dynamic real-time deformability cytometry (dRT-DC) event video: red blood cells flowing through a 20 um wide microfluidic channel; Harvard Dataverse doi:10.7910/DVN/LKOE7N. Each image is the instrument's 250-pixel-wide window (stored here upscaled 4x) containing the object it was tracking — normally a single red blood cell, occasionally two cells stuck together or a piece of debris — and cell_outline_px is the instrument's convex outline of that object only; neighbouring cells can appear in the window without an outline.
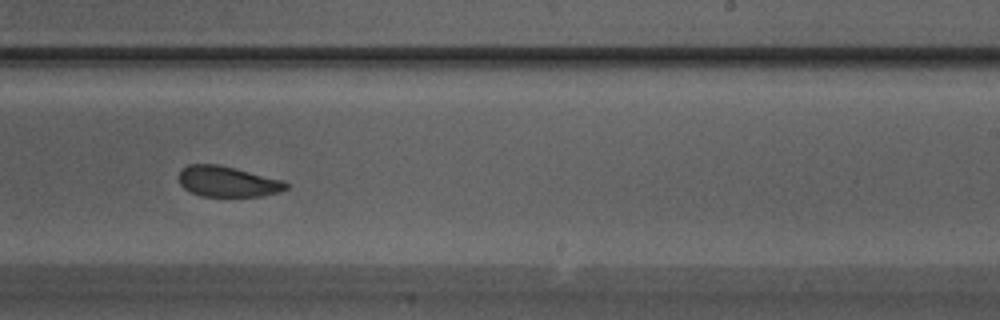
{"species": "Egyptian fruit bat (a non-hibernating species)", "species_latin": "Rousettus aegyptiacus", "temperature_condition": "warm", "stored_images_in_passage": 32, "camera_frame_rate_fps": 3000, "um_per_image_px": 0.085, "animal": {"sex": "male"}, "frame": {"image": 1, "passage_image": 19, "time_ms": 6.0, "image_size_px": [1000, 320], "cell_outline_px": [[288, 188], [280, 192], [260, 196], [200, 196], [184, 188], [180, 184], [180, 168], [188, 164], [216, 164], [284, 180], [288, 184]], "centroid_in_image_um": [19.35, 15.43], "position_along_channel_um": 269.7, "area_um2": 19.02}}
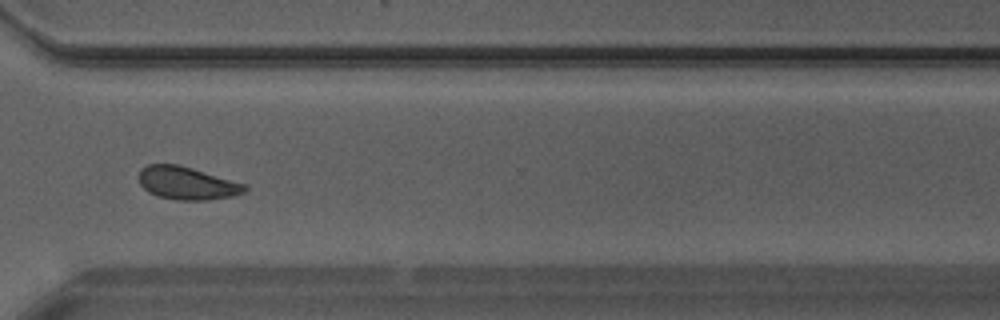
{"frame": {"image": 2, "passage_image": 23, "time_ms": 7.333, "image_size_px": [1000, 320], "cell_outline_px": [[248, 188], [244, 192], [232, 196], [208, 200], [176, 200], [160, 196], [148, 192], [140, 184], [136, 176], [140, 168], [148, 164], [180, 164], [248, 184]], "centroid_in_image_um": [15.89, 15.55], "position_along_channel_um": 354.7, "area_um2": 20.69}}